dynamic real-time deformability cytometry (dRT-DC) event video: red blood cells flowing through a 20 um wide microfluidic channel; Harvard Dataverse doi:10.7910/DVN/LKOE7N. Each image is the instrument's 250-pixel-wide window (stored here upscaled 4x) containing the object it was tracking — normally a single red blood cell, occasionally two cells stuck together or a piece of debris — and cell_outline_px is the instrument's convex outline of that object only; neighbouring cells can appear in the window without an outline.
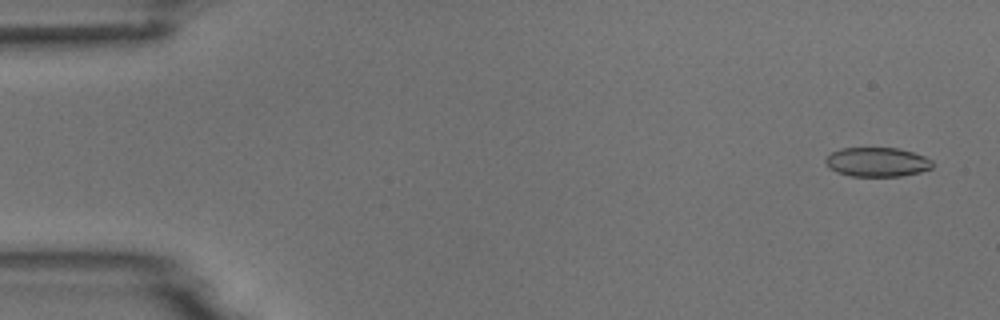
{"species": "common noctule bat (a hibernating species)", "species_latin": "Nyctalus noctula", "temperature_condition": "room temperature", "stored_images_in_passage": 5, "camera_frame_rate_fps": 3000, "um_per_image_px": 0.085, "animal": {"sex": "male", "body_mass_g": 18.8}, "frame": {"image": 1, "passage_image": 1, "time_ms": 0.0, "image_size_px": [1000, 320], "cell_outline_px": [[932, 168], [920, 172], [900, 176], [852, 176], [836, 172], [828, 168], [824, 160], [832, 152], [840, 148], [900, 148], [924, 156], [932, 160]], "centroid_in_image_um": [74.54, 13.77], "position_along_channel_um": 10.5, "area_um2": 18.26}}
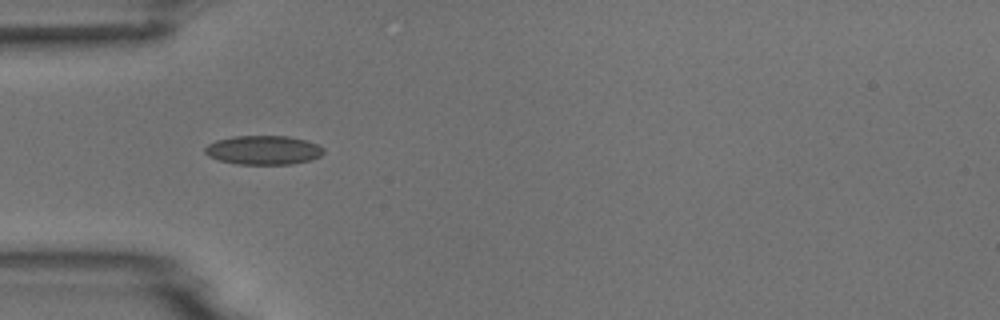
{"frame": {"image": 2, "passage_image": 5, "time_ms": 4.667, "image_size_px": [1000, 320], "cell_outline_px": [[324, 152], [320, 156], [312, 160], [292, 164], [236, 164], [220, 160], [208, 156], [204, 152], [204, 148], [208, 144], [216, 140], [232, 136], [288, 136], [308, 140], [324, 148]], "centroid_in_image_um": [22.4, 12.75], "position_along_channel_um": 62.6, "area_um2": 20.23}}